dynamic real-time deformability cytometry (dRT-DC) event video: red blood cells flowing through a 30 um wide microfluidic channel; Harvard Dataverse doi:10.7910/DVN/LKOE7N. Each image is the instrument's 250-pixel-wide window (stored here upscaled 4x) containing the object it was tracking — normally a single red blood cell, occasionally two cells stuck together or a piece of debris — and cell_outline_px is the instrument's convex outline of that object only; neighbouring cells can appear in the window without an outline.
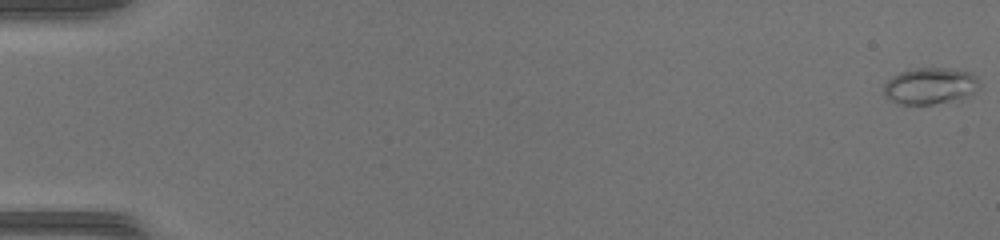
{"species": "common noctule bat (a hibernating species)", "species_latin": "Nyctalus noctula", "temperature_condition": "warm", "stored_images_in_passage": 51, "camera_frame_rate_fps": 3000, "um_per_image_px": 0.085, "animal": {"sex": "female", "body_mass_g": 17.0, "forearm_length_mm": 48.0}, "frame": {"image": 1, "passage_image": 1, "time_ms": 0.0, "image_size_px": [1000, 240], "cell_outline_px": [[980, 88], [972, 96], [960, 100], [932, 104], [900, 104], [884, 96], [884, 84], [892, 76], [900, 72], [916, 68], [948, 68], [972, 72], [980, 80]], "centroid_in_image_um": [79.14, 7.31], "position_along_channel_um": 5.9, "area_um2": 20.81}}
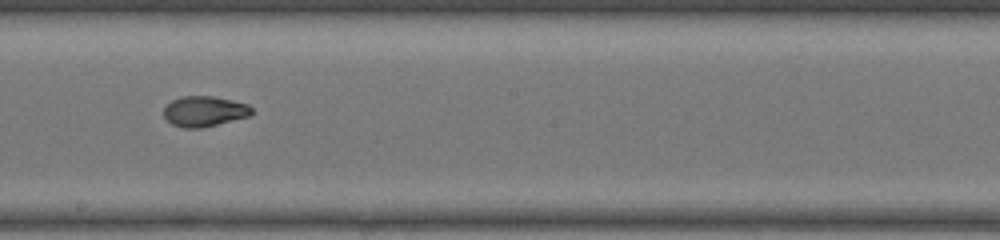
{"frame": {"image": 2, "passage_image": 30, "time_ms": 9.667, "image_size_px": [1000, 240], "cell_outline_px": [[252, 112], [248, 116], [200, 128], [184, 128], [172, 124], [164, 116], [164, 108], [172, 100], [184, 96], [212, 96], [248, 104], [252, 108]], "centroid_in_image_um": [17.35, 9.46], "position_along_channel_um": 230.9, "area_um2": 15.26}}
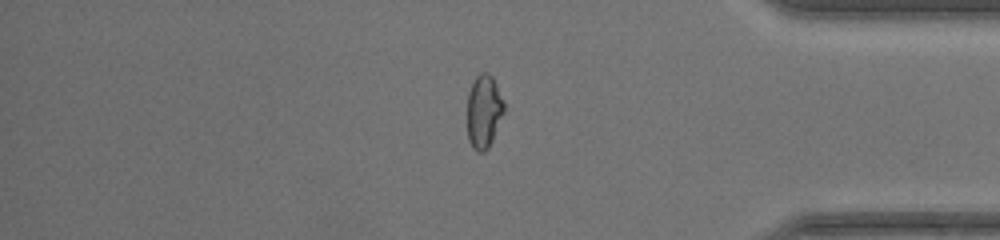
{"frame": {"image": 3, "passage_image": 43, "time_ms": 14.0, "image_size_px": [1000, 240], "cell_outline_px": [[504, 112], [492, 140], [488, 148], [484, 152], [476, 152], [472, 148], [468, 140], [468, 92], [476, 76], [480, 72], [488, 72], [492, 76], [504, 100]], "centroid_in_image_um": [41.13, 9.47], "position_along_channel_um": 394.1, "area_um2": 15.78}, "authors_computed_cell_mechanics": {"area_um2": 16.2418, "velocity_mm_per_s": 4.2715, "shape_relaxation_time_tau1_ms": 6.0204, "shape_relaxation_time_tau2_ms": 1.2209, "deformation_change_tau1": 0.2466, "deformation_change_tau2": 0.0559}}